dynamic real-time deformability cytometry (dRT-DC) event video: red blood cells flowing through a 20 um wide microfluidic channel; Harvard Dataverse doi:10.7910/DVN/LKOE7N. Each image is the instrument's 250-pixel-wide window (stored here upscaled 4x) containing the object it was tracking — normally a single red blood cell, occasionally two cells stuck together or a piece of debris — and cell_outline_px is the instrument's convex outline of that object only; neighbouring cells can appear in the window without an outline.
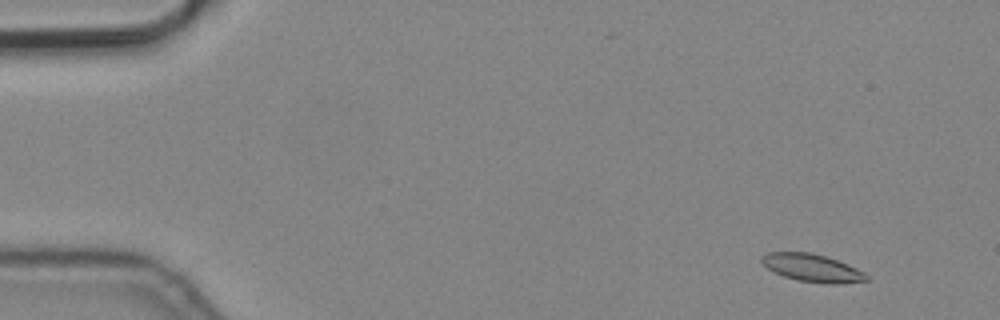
{"species": "common noctule bat (a hibernating species)", "species_latin": "Nyctalus noctula", "temperature_condition": "cold", "stored_images_in_passage": 9, "camera_frame_rate_fps": 3000, "um_per_image_px": 0.085, "animal": {"sex": "male", "body_mass_g": 19.2, "forearm_length_mm": 51.8}, "frame": {"image": 1, "passage_image": 1, "time_ms": 0.0, "image_size_px": [1000, 320], "cell_outline_px": [[868, 280], [836, 284], [828, 284], [800, 280], [784, 276], [768, 268], [760, 260], [760, 256], [768, 252], [812, 252], [836, 260], [856, 268], [864, 272], [868, 276]], "centroid_in_image_um": [69.02, 22.76], "position_along_channel_um": 16.0, "area_um2": 16.65}}
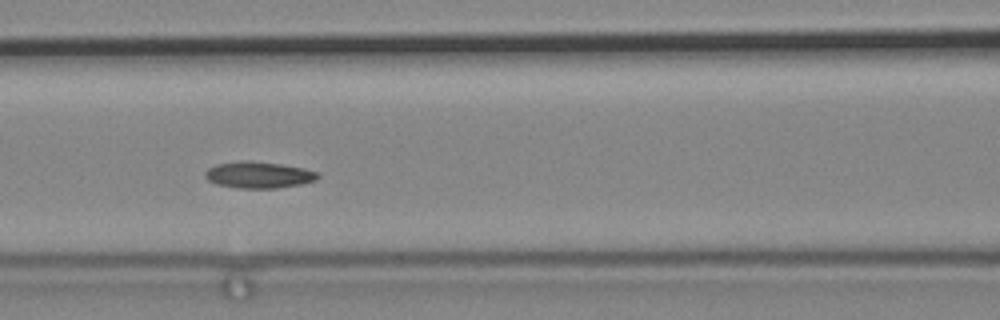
{"frame": {"image": 2, "passage_image": 6, "time_ms": 1.667, "image_size_px": [1000, 320], "cell_outline_px": [[320, 176], [316, 180], [300, 184], [276, 188], [236, 188], [216, 184], [208, 180], [204, 176], [204, 172], [208, 168], [216, 164], [244, 160], [248, 160], [280, 164], [304, 168], [320, 172]], "centroid_in_image_um": [21.98, 14.86], "position_along_channel_um": 144.6, "area_um2": 17.51}}
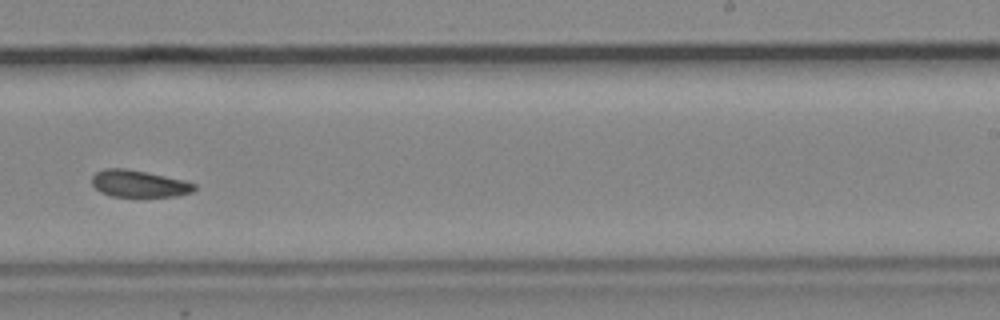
{"frame": {"image": 3, "passage_image": 9, "time_ms": 2.667, "image_size_px": [1000, 320], "cell_outline_px": [[196, 188], [192, 192], [176, 196], [112, 196], [100, 192], [92, 184], [92, 176], [96, 172], [104, 168], [124, 168], [184, 180], [196, 184]], "centroid_in_image_um": [11.79, 15.61], "position_along_channel_um": 277.2, "area_um2": 15.9}}